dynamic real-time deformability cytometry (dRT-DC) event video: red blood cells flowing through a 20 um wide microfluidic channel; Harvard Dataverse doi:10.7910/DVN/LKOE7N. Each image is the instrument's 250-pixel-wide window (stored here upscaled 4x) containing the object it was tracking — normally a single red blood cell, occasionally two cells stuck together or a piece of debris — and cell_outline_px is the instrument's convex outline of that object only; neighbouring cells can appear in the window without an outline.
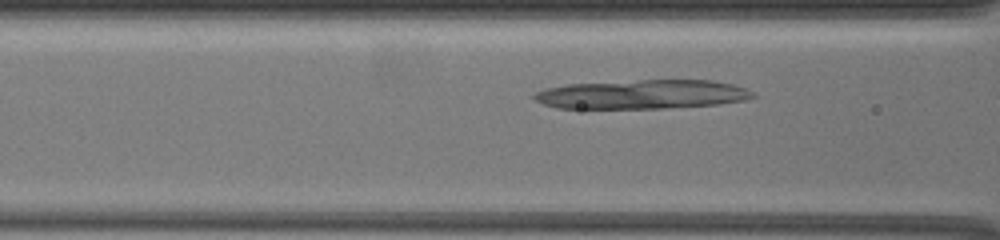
{"species": "common noctule bat (a hibernating species)", "species_latin": "Nyctalus noctula", "temperature_condition": "warm", "stored_images_in_passage": 10, "camera_frame_rate_fps": 3000, "um_per_image_px": 0.085, "animal": {"sex": "female", "body_mass_g": 19.5, "forearm_length_mm": 54.1}, "frame": {"image": 1, "passage_image": 6, "time_ms": 2.333, "image_size_px": [1000, 240], "cell_outline_px": [[756, 96], [744, 100], [716, 104], [660, 108], [556, 108], [544, 104], [536, 100], [532, 96], [536, 92], [544, 88], [568, 84], [640, 80], [712, 80], [732, 84], [744, 88], [752, 92]], "centroid_in_image_um": [54.55, 8.01], "position_along_channel_um": 112.1, "area_um2": 36.76}}
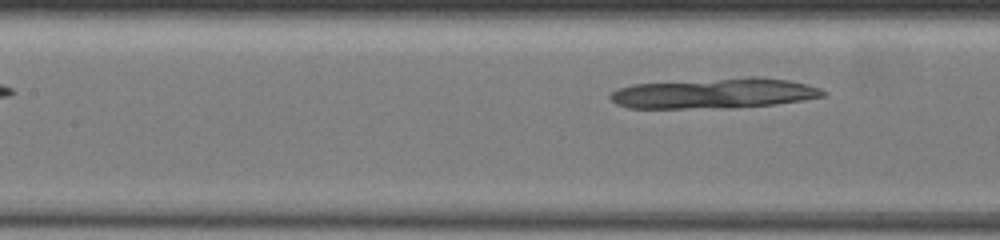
{"frame": {"image": 2, "passage_image": 9, "time_ms": 3.333, "image_size_px": [1000, 240], "cell_outline_px": [[828, 92], [824, 96], [804, 100], [776, 104], [736, 108], [628, 108], [616, 104], [608, 96], [616, 88], [632, 84], [748, 76], [760, 76], [788, 80], [820, 88]], "centroid_in_image_um": [60.72, 7.93], "position_along_channel_um": 146.7, "area_um2": 38.09}}